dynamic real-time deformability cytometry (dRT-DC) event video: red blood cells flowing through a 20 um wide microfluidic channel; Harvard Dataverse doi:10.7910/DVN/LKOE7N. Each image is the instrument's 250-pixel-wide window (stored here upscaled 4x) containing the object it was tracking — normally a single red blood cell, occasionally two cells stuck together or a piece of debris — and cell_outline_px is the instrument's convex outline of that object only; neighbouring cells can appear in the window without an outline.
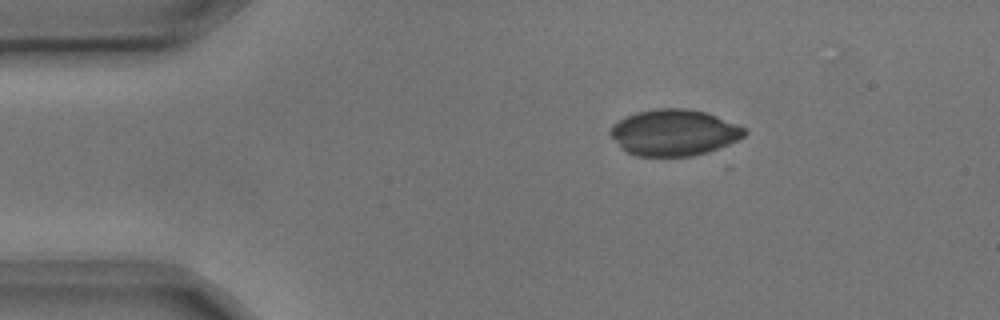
{"species": "common noctule bat (a hibernating species)", "species_latin": "Nyctalus noctula", "temperature_condition": "cold", "stored_images_in_passage": 8, "camera_frame_rate_fps": 3000, "um_per_image_px": 0.085, "animal": {"sex": "male", "body_mass_g": 17.9, "forearm_length_mm": 54.2}, "frame": {"image": 1, "passage_image": 1, "time_ms": 0.0, "image_size_px": [1000, 320], "cell_outline_px": [[748, 132], [744, 136], [728, 144], [708, 152], [692, 156], [636, 156], [620, 148], [608, 132], [612, 124], [636, 112], [656, 108], [688, 108], [708, 112], [748, 128]], "centroid_in_image_um": [57.31, 11.26], "position_along_channel_um": 27.7, "area_um2": 36.47}}